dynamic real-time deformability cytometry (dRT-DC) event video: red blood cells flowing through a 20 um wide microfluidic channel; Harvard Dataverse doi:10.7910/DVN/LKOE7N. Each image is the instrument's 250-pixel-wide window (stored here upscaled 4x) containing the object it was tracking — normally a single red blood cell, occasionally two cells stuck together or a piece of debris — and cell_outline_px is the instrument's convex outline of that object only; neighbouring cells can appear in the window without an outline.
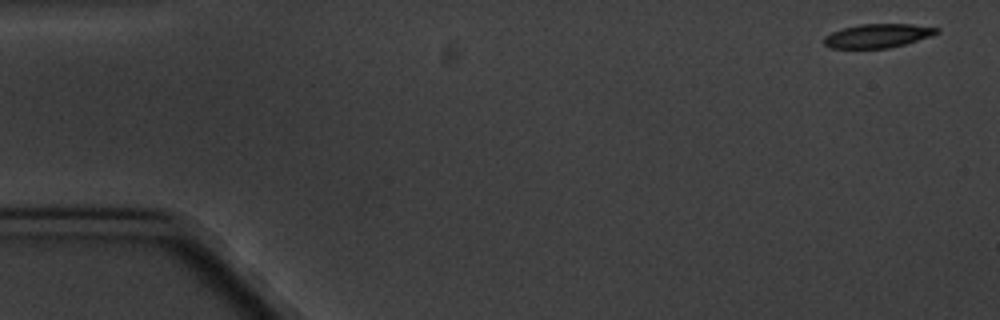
{"species": "common noctule bat (a hibernating species)", "species_latin": "Nyctalus noctula", "temperature_condition": "cold", "stored_images_in_passage": 5, "camera_frame_rate_fps": 3000, "um_per_image_px": 0.085, "animal": {"sex": "male", "body_mass_g": 20.1, "forearm_length_mm": 53.5}, "frame": {"image": 1, "passage_image": 1, "time_ms": 0.0, "image_size_px": [1000, 320], "cell_outline_px": [[940, 32], [904, 44], [888, 48], [828, 48], [824, 44], [824, 36], [832, 32], [844, 28], [860, 24], [912, 24], [940, 28]], "centroid_in_image_um": [74.58, 3.04], "position_along_channel_um": 10.4, "area_um2": 15.49}}
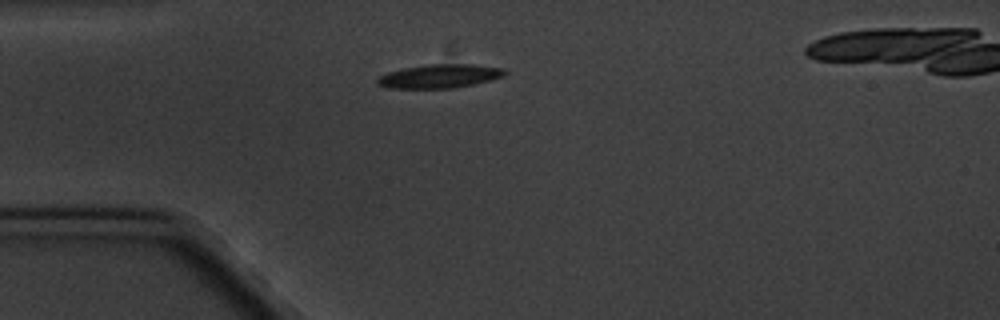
{"frame": {"image": 2, "passage_image": 4, "time_ms": 4.333, "image_size_px": [1000, 320], "cell_outline_px": [[508, 72], [504, 76], [476, 84], [452, 88], [388, 88], [376, 84], [376, 80], [380, 76], [388, 72], [404, 68], [428, 64], [472, 64], [504, 68]], "centroid_in_image_um": [37.39, 6.47], "position_along_channel_um": 47.6, "area_um2": 17.69}}